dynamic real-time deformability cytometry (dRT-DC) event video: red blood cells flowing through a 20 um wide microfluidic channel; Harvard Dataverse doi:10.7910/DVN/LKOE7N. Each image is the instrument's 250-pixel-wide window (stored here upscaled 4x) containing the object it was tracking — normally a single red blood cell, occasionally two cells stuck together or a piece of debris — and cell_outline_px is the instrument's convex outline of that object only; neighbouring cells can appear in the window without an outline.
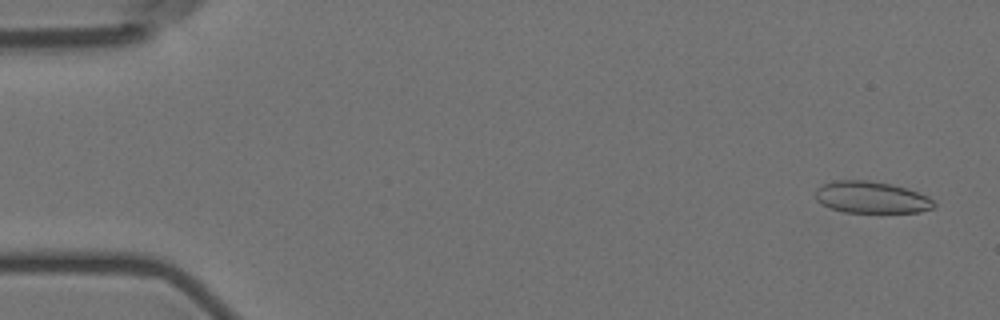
{"species": "Egyptian fruit bat (a non-hibernating species)", "species_latin": "Rousettus aegyptiacus", "temperature_condition": "room temperature", "stored_images_in_passage": 5, "camera_frame_rate_fps": 3000, "um_per_image_px": 0.085, "animal": {"sex": "female"}, "frame": {"image": 1, "passage_image": 1, "time_ms": 0.0, "image_size_px": [1000, 320], "cell_outline_px": [[936, 204], [932, 208], [920, 212], [844, 212], [820, 204], [816, 200], [816, 188], [824, 184], [836, 180], [868, 180], [892, 184], [928, 196]], "centroid_in_image_um": [74.04, 16.77], "position_along_channel_um": 11.0, "area_um2": 21.79}}
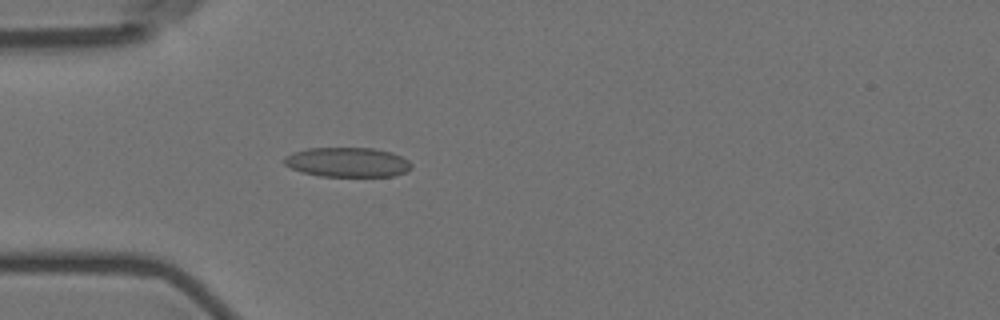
{"frame": {"image": 2, "passage_image": 5, "time_ms": 4.667, "image_size_px": [1000, 320], "cell_outline_px": [[412, 168], [408, 172], [392, 176], [320, 176], [304, 172], [292, 168], [284, 164], [280, 160], [284, 156], [292, 152], [308, 148], [372, 148], [392, 152], [408, 160], [412, 164]], "centroid_in_image_um": [29.53, 13.78], "position_along_channel_um": 55.5, "area_um2": 22.08}}